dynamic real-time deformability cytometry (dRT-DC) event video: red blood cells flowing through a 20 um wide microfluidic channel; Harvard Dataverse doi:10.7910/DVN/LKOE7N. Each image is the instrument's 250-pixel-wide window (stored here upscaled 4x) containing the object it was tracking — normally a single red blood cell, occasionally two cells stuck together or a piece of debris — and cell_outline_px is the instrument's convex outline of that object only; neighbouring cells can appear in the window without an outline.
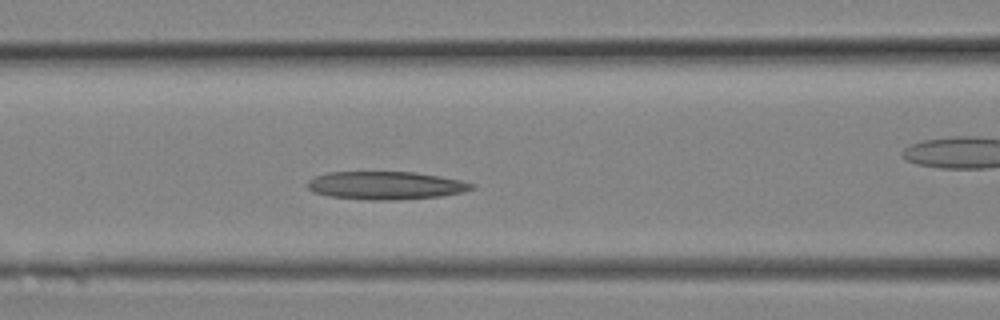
{"species": "Egyptian fruit bat (a non-hibernating species)", "species_latin": "Rousettus aegyptiacus", "temperature_condition": "room temperature", "stored_images_in_passage": 8, "segment_of_instrument_passage": [1, 2], "camera_frame_rate_fps": 3000, "um_per_image_px": 0.085, "animal": {"sex": "female"}, "frame": {"image": 1, "passage_image": 7, "time_ms": 2.0, "image_size_px": [1000, 320], "cell_outline_px": [[476, 188], [464, 192], [440, 196], [388, 200], [368, 200], [328, 196], [312, 192], [308, 188], [308, 180], [316, 176], [328, 172], [412, 172], [440, 176], [460, 180], [476, 184]], "centroid_in_image_um": [32.79, 15.76], "position_along_channel_um": 133.8, "area_um2": 26.82}}